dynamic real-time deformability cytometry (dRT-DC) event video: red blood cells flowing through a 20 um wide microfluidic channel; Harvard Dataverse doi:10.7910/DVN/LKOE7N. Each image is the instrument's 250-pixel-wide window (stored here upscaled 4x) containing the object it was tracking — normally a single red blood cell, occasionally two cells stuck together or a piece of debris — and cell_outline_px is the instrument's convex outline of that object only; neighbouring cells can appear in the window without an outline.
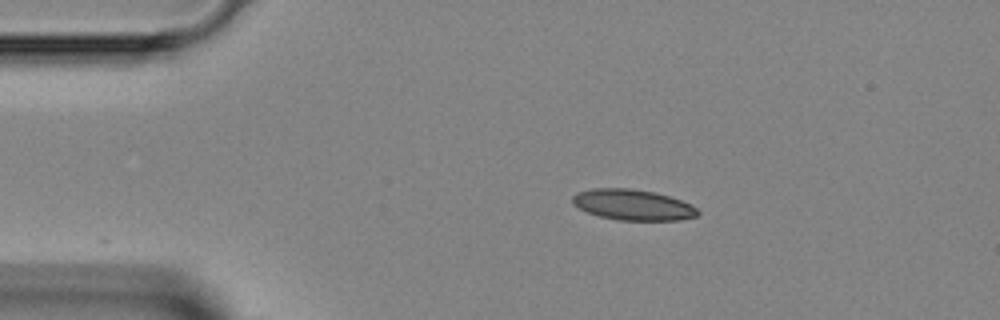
{"species": "Egyptian fruit bat (a non-hibernating species)", "species_latin": "Rousettus aegyptiacus", "temperature_condition": "room temperature", "stored_images_in_passage": 39, "camera_frame_rate_fps": 3000, "um_per_image_px": 0.085, "animal": {"sex": "female"}, "frame": {"image": 1, "passage_image": 1, "time_ms": 0.0, "image_size_px": [1000, 320], "cell_outline_px": [[700, 212], [696, 216], [680, 220], [620, 220], [600, 216], [588, 212], [572, 204], [572, 196], [576, 192], [592, 188], [632, 188], [652, 192], [668, 196], [680, 200], [696, 208]], "centroid_in_image_um": [53.75, 17.4], "position_along_channel_um": 31.2, "area_um2": 22.25}}
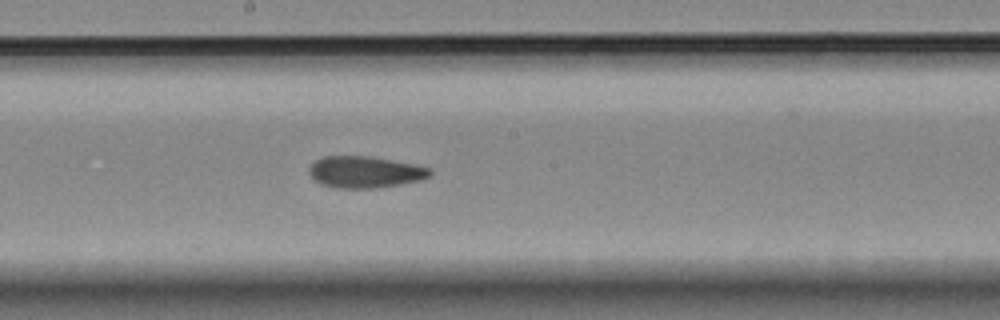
{"frame": {"image": 2, "passage_image": 17, "time_ms": 5.333, "image_size_px": [1000, 320], "cell_outline_px": [[432, 176], [420, 180], [400, 184], [376, 188], [336, 188], [324, 184], [316, 180], [308, 172], [308, 168], [316, 160], [324, 156], [368, 156], [412, 164], [432, 168]], "centroid_in_image_um": [31.05, 14.62], "position_along_channel_um": 217.2, "area_um2": 22.08}}
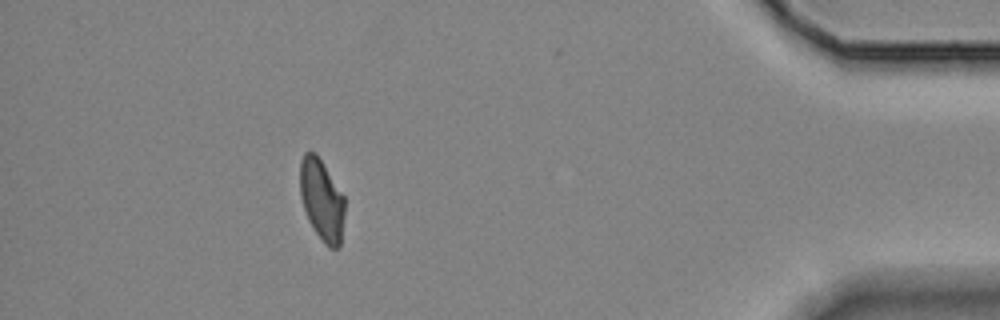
{"frame": {"image": 3, "passage_image": 34, "time_ms": 11.0, "image_size_px": [1000, 320], "cell_outline_px": [[344, 216], [340, 244], [336, 248], [328, 248], [324, 244], [316, 232], [304, 208], [300, 196], [300, 160], [304, 152], [316, 152], [344, 196]], "centroid_in_image_um": [27.34, 16.96], "position_along_channel_um": 407.9, "area_um2": 20.98}}